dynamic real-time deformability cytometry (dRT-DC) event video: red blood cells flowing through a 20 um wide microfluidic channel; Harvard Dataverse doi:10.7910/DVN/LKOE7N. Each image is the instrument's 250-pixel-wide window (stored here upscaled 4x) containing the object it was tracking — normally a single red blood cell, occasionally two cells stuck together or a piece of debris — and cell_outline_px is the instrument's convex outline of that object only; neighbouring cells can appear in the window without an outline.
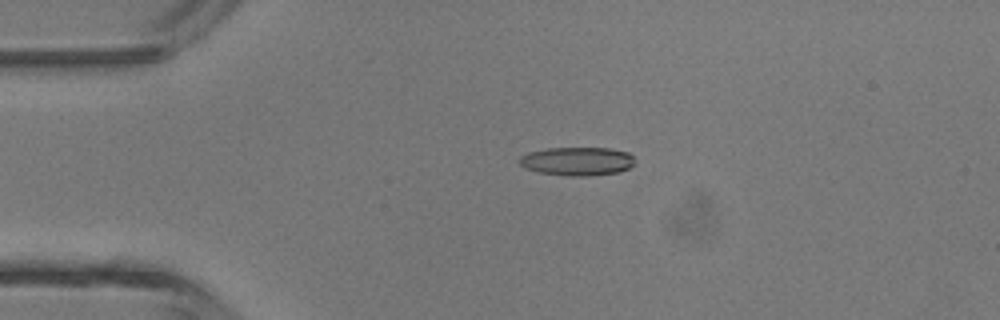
{"species": "common noctule bat (a hibernating species)", "species_latin": "Nyctalus noctula", "temperature_condition": "room temperature", "stored_images_in_passage": 6, "camera_frame_rate_fps": 3000, "um_per_image_px": 0.085, "animal": {"sex": "male", "body_mass_g": 13.3}, "frame": {"image": 1, "passage_image": 4, "time_ms": 1.0, "image_size_px": [1000, 320], "cell_outline_px": [[632, 164], [628, 168], [616, 172], [588, 176], [568, 176], [540, 172], [524, 168], [520, 164], [520, 156], [528, 152], [548, 148], [608, 148], [628, 152], [632, 156]], "centroid_in_image_um": [49.02, 13.7], "position_along_channel_um": 36.0, "area_um2": 18.96}}
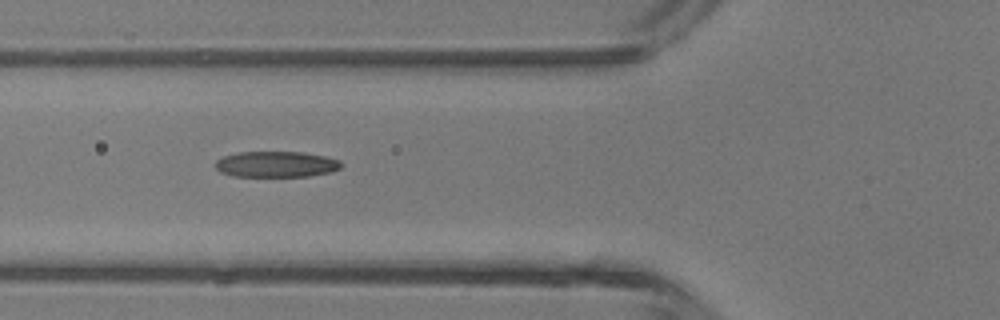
{"frame": {"image": 2, "passage_image": 6, "time_ms": 1.667, "image_size_px": [1000, 320], "cell_outline_px": [[340, 168], [332, 172], [308, 176], [232, 176], [220, 172], [216, 168], [216, 160], [224, 156], [240, 152], [304, 152], [324, 156], [340, 160]], "centroid_in_image_um": [23.48, 13.96], "position_along_channel_um": 102.3, "area_um2": 18.9}}